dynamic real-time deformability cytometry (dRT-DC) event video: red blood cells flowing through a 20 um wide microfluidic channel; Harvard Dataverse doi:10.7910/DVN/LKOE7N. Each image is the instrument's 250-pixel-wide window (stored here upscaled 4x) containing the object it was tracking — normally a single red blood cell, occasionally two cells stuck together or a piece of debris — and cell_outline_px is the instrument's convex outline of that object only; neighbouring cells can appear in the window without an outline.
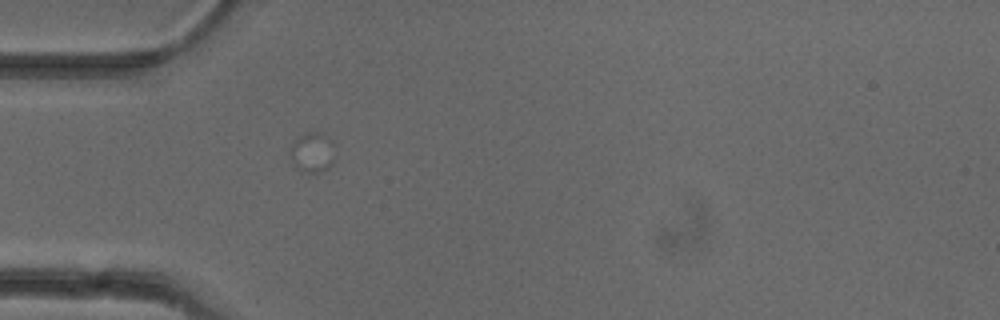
{"species": "common noctule bat (a hibernating species)", "species_latin": "Nyctalus noctula", "temperature_condition": "cold", "stored_images_in_passage": 2, "camera_frame_rate_fps": 3000, "um_per_image_px": 0.085, "animal": {"sex": "female"}, "frame": {"image": 1, "passage_image": 1, "time_ms": 0.0, "image_size_px": [1000, 320], "cell_outline_px": [[336, 156], [332, 164], [328, 168], [320, 172], [300, 172], [296, 168], [292, 160], [292, 144], [300, 136], [308, 132], [324, 132], [336, 144]], "centroid_in_image_um": [26.65, 12.95], "position_along_channel_um": 58.3, "area_um2": 10.69}}